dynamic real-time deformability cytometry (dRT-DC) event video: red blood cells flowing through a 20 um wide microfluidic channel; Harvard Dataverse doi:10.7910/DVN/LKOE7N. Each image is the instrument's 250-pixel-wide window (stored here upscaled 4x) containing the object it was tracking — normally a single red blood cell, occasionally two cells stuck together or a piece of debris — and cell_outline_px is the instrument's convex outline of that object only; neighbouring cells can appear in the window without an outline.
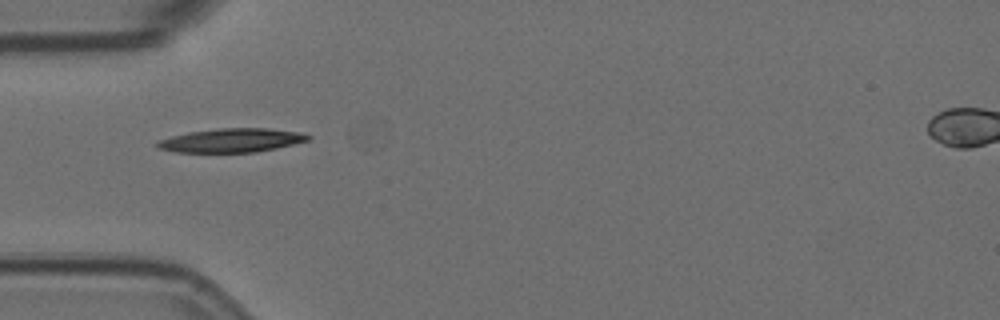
{"species": "Egyptian fruit bat (a non-hibernating species)", "species_latin": "Rousettus aegyptiacus", "temperature_condition": "room temperature", "stored_images_in_passage": 3, "camera_frame_rate_fps": 3000, "um_per_image_px": 0.085, "animal": {"sex": "female"}, "frame": {"image": 1, "passage_image": 1, "time_ms": 0.0, "image_size_px": [1000, 320], "cell_outline_px": [[312, 136], [308, 140], [276, 148], [256, 152], [176, 152], [156, 148], [156, 140], [188, 132], [220, 128], [268, 128], [300, 132]], "centroid_in_image_um": [19.65, 11.93], "position_along_channel_um": 65.4, "area_um2": 20.92}}
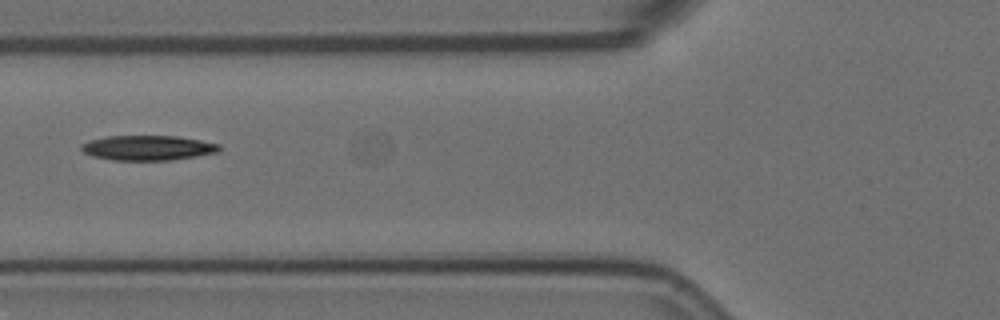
{"frame": {"image": 2, "passage_image": 2, "time_ms": 0.333, "image_size_px": [1000, 320], "cell_outline_px": [[220, 148], [216, 152], [196, 156], [172, 160], [112, 160], [92, 156], [84, 152], [80, 148], [80, 144], [104, 136], [176, 136], [200, 140], [220, 144]], "centroid_in_image_um": [12.53, 12.56], "position_along_channel_um": 113.3, "area_um2": 19.94}}